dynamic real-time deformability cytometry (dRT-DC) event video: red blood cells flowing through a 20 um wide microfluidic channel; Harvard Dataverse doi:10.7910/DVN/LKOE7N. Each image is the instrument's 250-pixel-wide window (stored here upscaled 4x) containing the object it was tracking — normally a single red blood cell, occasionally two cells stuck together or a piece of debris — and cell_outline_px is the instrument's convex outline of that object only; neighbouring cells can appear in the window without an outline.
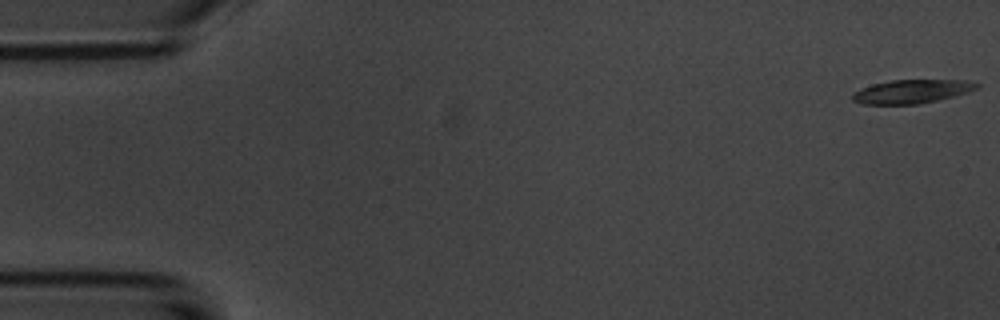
{"species": "common noctule bat (a hibernating species)", "species_latin": "Nyctalus noctula", "temperature_condition": "room temperature", "stored_images_in_passage": 5, "camera_frame_rate_fps": 3000, "um_per_image_px": 0.085, "animal": {"sex": "male", "body_mass_g": 20.1, "forearm_length_mm": 53.5}, "frame": {"image": 1, "passage_image": 1, "time_ms": 0.0, "image_size_px": [1000, 320], "cell_outline_px": [[980, 88], [968, 92], [936, 100], [916, 104], [864, 104], [852, 100], [852, 92], [872, 84], [892, 80], [964, 80], [980, 84]], "centroid_in_image_um": [77.49, 7.77], "position_along_channel_um": 7.5, "area_um2": 16.99}}
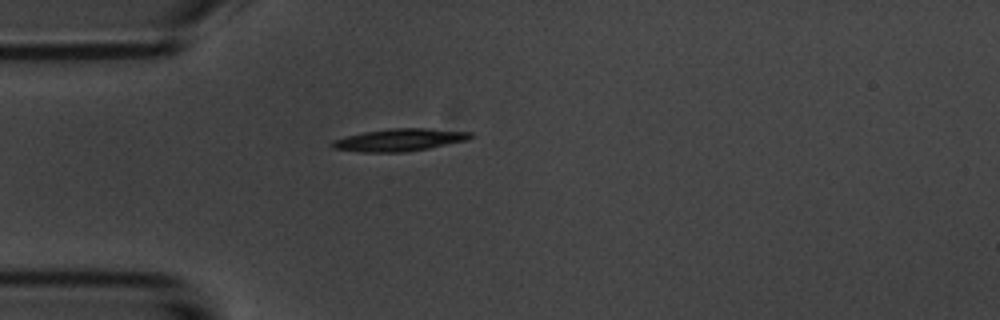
{"frame": {"image": 2, "passage_image": 5, "time_ms": 4.667, "image_size_px": [1000, 320], "cell_outline_px": [[476, 136], [468, 140], [428, 148], [404, 152], [360, 152], [332, 148], [332, 140], [344, 136], [364, 132], [392, 128], [424, 128], [472, 132]], "centroid_in_image_um": [33.97, 11.89], "position_along_channel_um": 51.0, "area_um2": 18.09}}